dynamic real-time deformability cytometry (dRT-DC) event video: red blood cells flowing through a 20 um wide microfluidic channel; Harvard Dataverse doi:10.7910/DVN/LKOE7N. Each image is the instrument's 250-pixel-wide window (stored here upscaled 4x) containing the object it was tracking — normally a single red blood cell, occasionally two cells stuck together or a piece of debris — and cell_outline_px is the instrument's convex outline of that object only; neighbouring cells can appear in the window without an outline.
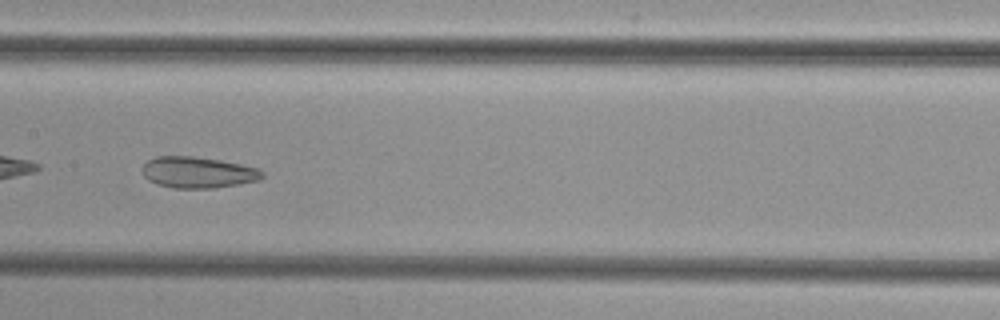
{"species": "common noctule bat (a hibernating species)", "species_latin": "Nyctalus noctula", "temperature_condition": "cold", "stored_images_in_passage": 32, "camera_frame_rate_fps": 3000, "um_per_image_px": 0.085, "animal": {"sex": "female", "body_mass_g": 29.2, "forearm_length_mm": 56.3}, "frame": {"image": 1, "passage_image": 10, "time_ms": 3.0, "image_size_px": [1000, 320], "cell_outline_px": [[264, 176], [260, 180], [212, 188], [172, 188], [156, 184], [148, 180], [144, 176], [144, 164], [148, 160], [156, 156], [192, 156], [220, 160], [240, 164], [256, 168], [264, 172]], "centroid_in_image_um": [16.81, 14.65], "position_along_channel_um": 190.6, "area_um2": 21.68}}